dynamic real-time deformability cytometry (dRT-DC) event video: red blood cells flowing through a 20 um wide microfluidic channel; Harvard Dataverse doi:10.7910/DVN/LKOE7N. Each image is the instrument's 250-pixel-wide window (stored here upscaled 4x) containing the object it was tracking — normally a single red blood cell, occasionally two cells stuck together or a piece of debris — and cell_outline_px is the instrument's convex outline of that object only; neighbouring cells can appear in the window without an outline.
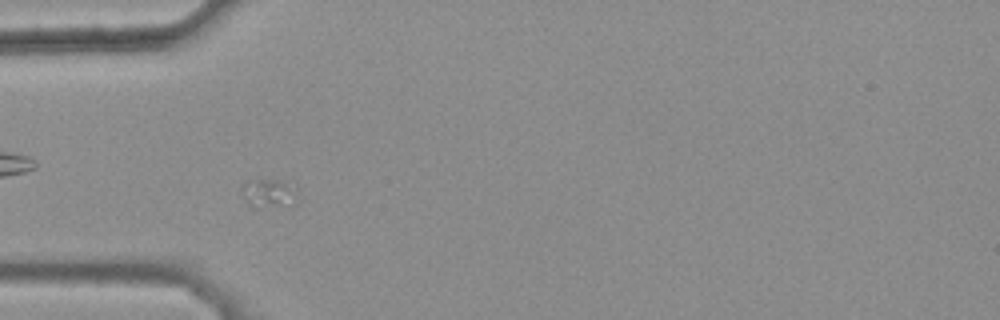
{"species": "common noctule bat (a hibernating species)", "species_latin": "Nyctalus noctula", "temperature_condition": "warm", "stored_images_in_passage": 38, "camera_frame_rate_fps": 3000, "um_per_image_px": 0.085, "animal": {"sex": "female", "body_mass_g": 25.1}, "frame": {"image": 1, "passage_image": 10, "time_ms": 3.0, "image_size_px": [1000, 320], "cell_outline_px": [[300, 204], [256, 208], [252, 208], [248, 204], [244, 196], [244, 180], [284, 180], [296, 184], [300, 188]], "centroid_in_image_um": [23.04, 16.43], "position_along_channel_um": 62.0, "area_um2": 10.06}}